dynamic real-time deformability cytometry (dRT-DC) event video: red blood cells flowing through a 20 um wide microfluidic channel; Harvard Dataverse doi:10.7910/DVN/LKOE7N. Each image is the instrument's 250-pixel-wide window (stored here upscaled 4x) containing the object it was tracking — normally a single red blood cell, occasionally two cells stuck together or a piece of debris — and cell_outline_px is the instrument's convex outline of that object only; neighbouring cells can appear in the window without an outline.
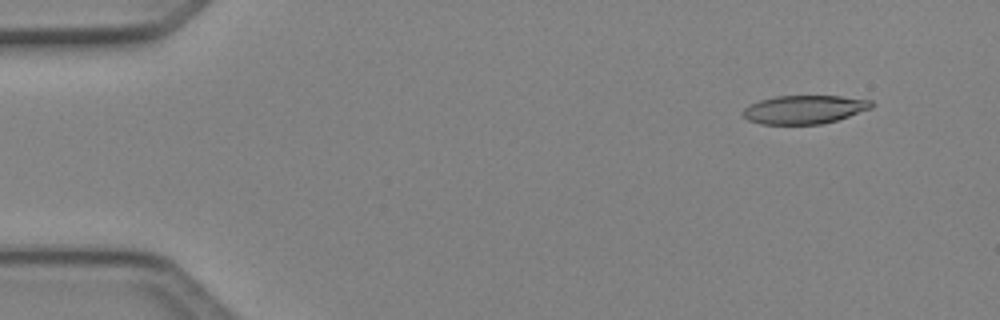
{"species": "Egyptian fruit bat (a non-hibernating species)", "species_latin": "Rousettus aegyptiacus", "temperature_condition": "cold", "stored_images_in_passage": 5, "camera_frame_rate_fps": 3000, "um_per_image_px": 0.085, "animal": {"sex": "female"}, "frame": {"image": 1, "passage_image": 2, "time_ms": 0.333, "image_size_px": [1000, 320], "cell_outline_px": [[872, 108], [836, 120], [820, 124], [760, 124], [748, 120], [740, 112], [748, 104], [760, 100], [776, 96], [840, 96], [872, 100]], "centroid_in_image_um": [68.32, 9.3], "position_along_channel_um": 16.7, "area_um2": 21.33}}
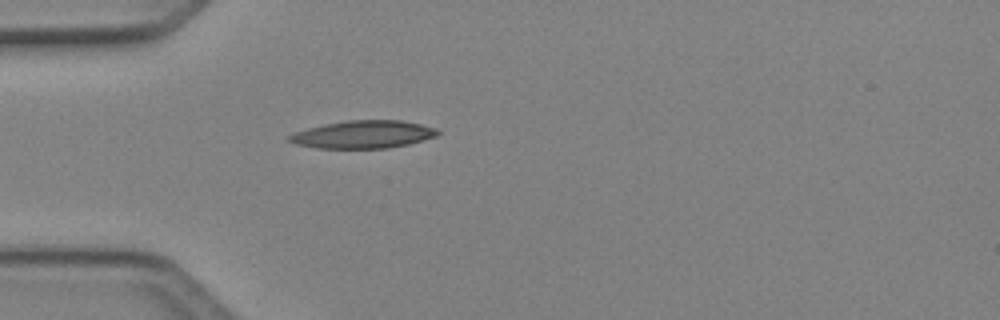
{"frame": {"image": 2, "passage_image": 5, "time_ms": 1.333, "image_size_px": [1000, 320], "cell_outline_px": [[440, 132], [436, 136], [408, 144], [388, 148], [316, 148], [296, 144], [288, 140], [288, 136], [296, 132], [308, 128], [324, 124], [344, 120], [400, 120], [420, 124], [436, 128]], "centroid_in_image_um": [30.87, 11.42], "position_along_channel_um": 54.1, "area_um2": 23.87}}